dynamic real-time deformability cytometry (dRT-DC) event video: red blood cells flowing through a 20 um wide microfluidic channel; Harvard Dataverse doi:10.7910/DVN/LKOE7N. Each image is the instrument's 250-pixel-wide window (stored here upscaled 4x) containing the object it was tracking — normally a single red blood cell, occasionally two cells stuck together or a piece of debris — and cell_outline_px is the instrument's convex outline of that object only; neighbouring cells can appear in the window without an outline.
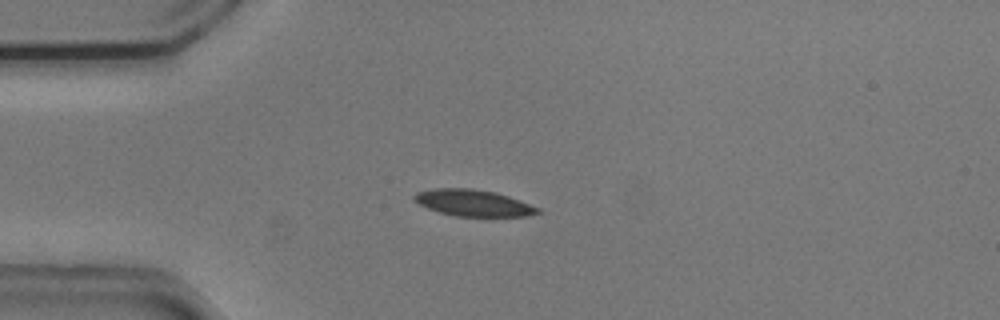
{"species": "common noctule bat (a hibernating species)", "species_latin": "Nyctalus noctula", "temperature_condition": "cold", "stored_images_in_passage": 41, "camera_frame_rate_fps": 3000, "um_per_image_px": 0.085, "animal": {"sex": "male", "body_mass_g": 20.5, "forearm_length_mm": 52.5}, "frame": {"image": 1, "passage_image": 1, "time_ms": 0.0, "image_size_px": [1000, 320], "cell_outline_px": [[540, 212], [528, 216], [456, 216], [440, 212], [428, 208], [412, 200], [412, 196], [416, 192], [432, 188], [472, 188], [496, 192], [508, 196], [540, 208]], "centroid_in_image_um": [40.19, 17.23], "position_along_channel_um": 44.8, "area_um2": 19.07}}
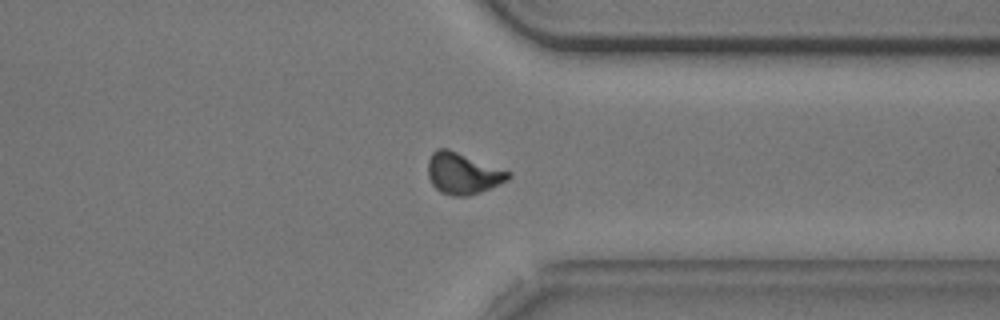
{"frame": {"image": 2, "passage_image": 29, "time_ms": 9.333, "image_size_px": [1000, 320], "cell_outline_px": [[512, 176], [508, 180], [480, 192], [468, 196], [452, 196], [440, 192], [432, 184], [428, 176], [428, 160], [432, 152], [436, 148], [448, 148], [512, 172]], "centroid_in_image_um": [39.34, 14.73], "position_along_channel_um": 372.1, "area_um2": 19.48}}
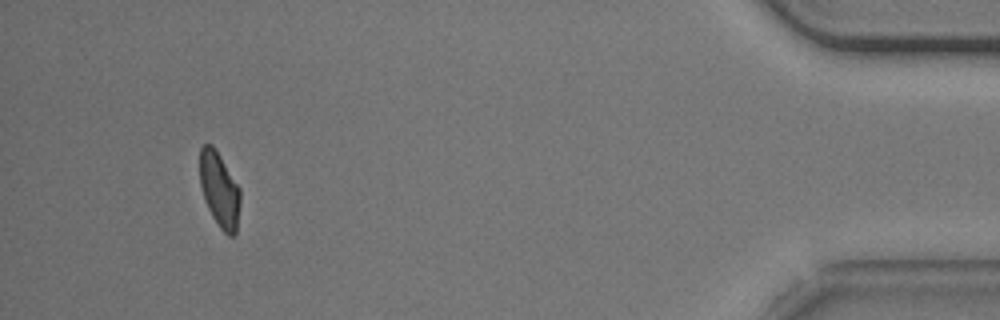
{"frame": {"image": 3, "passage_image": 38, "time_ms": 12.333, "image_size_px": [1000, 320], "cell_outline_px": [[240, 204], [236, 232], [232, 236], [228, 236], [220, 228], [212, 216], [204, 200], [200, 184], [200, 148], [204, 144], [212, 144], [216, 148], [240, 188]], "centroid_in_image_um": [18.65, 16.11], "position_along_channel_um": 416.5, "area_um2": 17.8}, "authors_computed_cell_mechanics": {"area_um2": 19.4786, "velocity_mm_per_s": 3.7211, "shape_relaxation_time_tau1_ms": 5.1784, "shape_relaxation_time_tau2_ms": 3.6047, "deformation_change_tau1": 0.1269, "deformation_change_tau2": 0.0789}}